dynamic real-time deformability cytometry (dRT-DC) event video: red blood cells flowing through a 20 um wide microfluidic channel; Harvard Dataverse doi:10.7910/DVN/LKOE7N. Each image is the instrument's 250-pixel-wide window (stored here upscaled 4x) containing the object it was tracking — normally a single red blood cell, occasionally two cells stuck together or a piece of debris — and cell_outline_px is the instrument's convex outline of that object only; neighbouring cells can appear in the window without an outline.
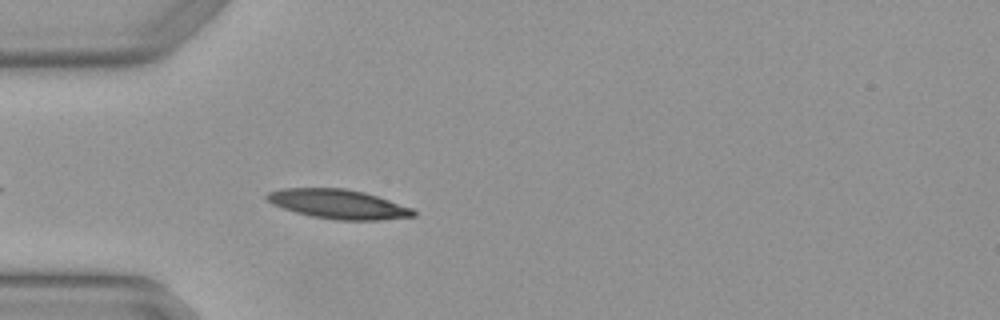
{"species": "Egyptian fruit bat (a non-hibernating species)", "species_latin": "Rousettus aegyptiacus", "temperature_condition": "warm", "stored_images_in_passage": 4, "camera_frame_rate_fps": 3000, "um_per_image_px": 0.085, "animal": {"sex": "female"}, "frame": {"image": 1, "passage_image": 4, "time_ms": 1.0, "image_size_px": [1000, 320], "cell_outline_px": [[416, 216], [380, 220], [336, 220], [312, 216], [296, 212], [272, 204], [264, 196], [268, 192], [284, 188], [344, 188], [364, 192], [412, 208], [416, 212]], "centroid_in_image_um": [28.75, 17.35], "position_along_channel_um": 56.2, "area_um2": 24.85}}